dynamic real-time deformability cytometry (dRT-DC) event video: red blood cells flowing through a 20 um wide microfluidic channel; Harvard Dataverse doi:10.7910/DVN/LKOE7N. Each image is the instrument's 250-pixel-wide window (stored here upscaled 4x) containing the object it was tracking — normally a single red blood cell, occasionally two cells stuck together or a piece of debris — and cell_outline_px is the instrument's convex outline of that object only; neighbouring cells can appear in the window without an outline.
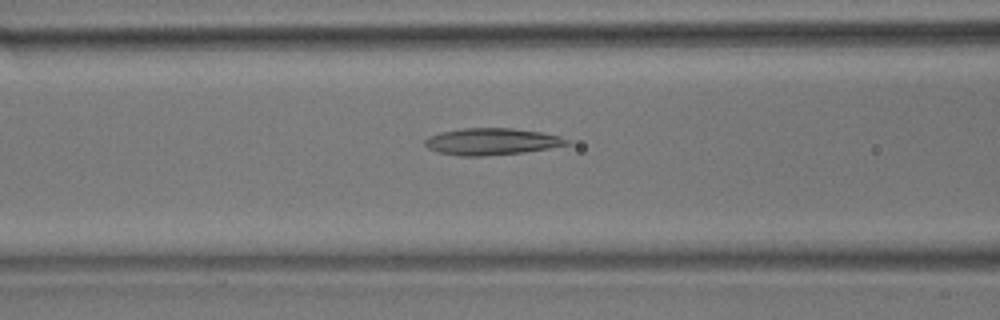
{"species": "common noctule bat (a hibernating species)", "species_latin": "Nyctalus noctula", "temperature_condition": "room temperature", "stored_images_in_passage": 38, "camera_frame_rate_fps": 3000, "um_per_image_px": 0.085, "animal": {"sex": "male", "body_mass_g": 17.9}, "frame": {"image": 1, "passage_image": 13, "time_ms": 4.0, "image_size_px": [1000, 320], "cell_outline_px": [[572, 144], [524, 152], [484, 156], [456, 156], [436, 152], [428, 148], [424, 144], [424, 140], [428, 136], [440, 132], [464, 128], [512, 128], [540, 132], [560, 136], [568, 140]], "centroid_in_image_um": [41.75, 12.04], "position_along_channel_um": 124.9, "area_um2": 22.25}}
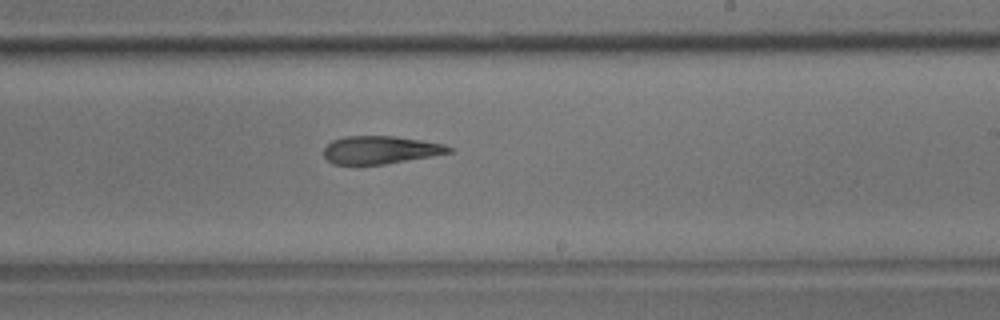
{"frame": {"image": 2, "passage_image": 23, "time_ms": 7.333, "image_size_px": [1000, 320], "cell_outline_px": [[452, 152], [432, 156], [384, 164], [332, 164], [324, 156], [324, 148], [332, 140], [344, 136], [392, 136], [420, 140], [444, 144], [452, 148]], "centroid_in_image_um": [32.32, 12.74], "position_along_channel_um": 256.7, "area_um2": 20.17}}
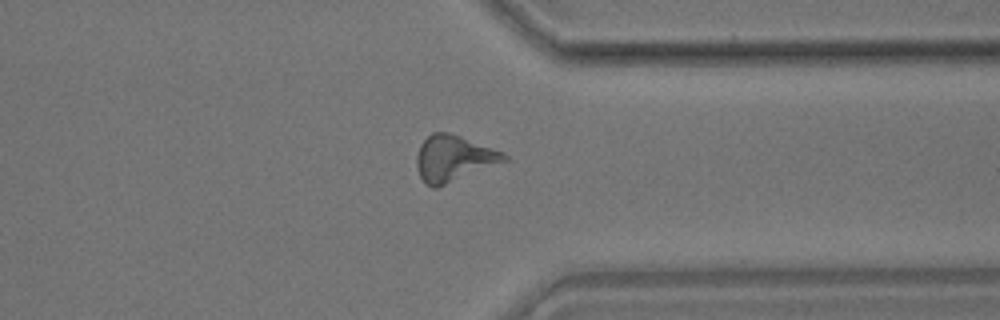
{"frame": {"image": 3, "passage_image": 32, "time_ms": 10.333, "image_size_px": [1000, 320], "cell_outline_px": [[508, 160], [436, 188], [432, 188], [424, 184], [420, 176], [416, 164], [416, 156], [420, 144], [432, 132], [448, 132], [460, 136], [500, 152], [508, 156]], "centroid_in_image_um": [38.49, 13.48], "position_along_channel_um": 372.9, "area_um2": 23.12}}